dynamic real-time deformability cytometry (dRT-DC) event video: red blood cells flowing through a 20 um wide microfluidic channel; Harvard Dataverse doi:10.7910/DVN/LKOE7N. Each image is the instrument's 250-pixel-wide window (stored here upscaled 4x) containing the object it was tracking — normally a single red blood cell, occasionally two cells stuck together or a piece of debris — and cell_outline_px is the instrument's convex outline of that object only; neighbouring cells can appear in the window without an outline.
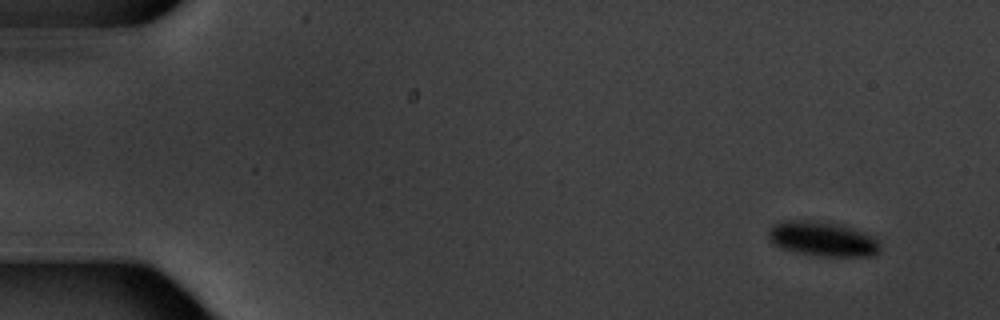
{"species": "common noctule bat (a hibernating species)", "species_latin": "Nyctalus noctula", "temperature_condition": "warm", "stored_images_in_passage": 5, "camera_frame_rate_fps": 3000, "um_per_image_px": 0.085, "animal": {"sex": "male", "body_mass_g": 20.1, "forearm_length_mm": 53.5}, "frame": {"image": 1, "passage_image": 1, "time_ms": 0.0, "image_size_px": [1000, 320], "cell_outline_px": [[880, 252], [876, 256], [816, 256], [796, 252], [780, 248], [772, 244], [768, 240], [768, 228], [772, 224], [780, 220], [808, 220], [840, 224], [876, 236], [880, 240]], "centroid_in_image_um": [69.91, 20.31], "position_along_channel_um": 15.1, "area_um2": 23.24}}
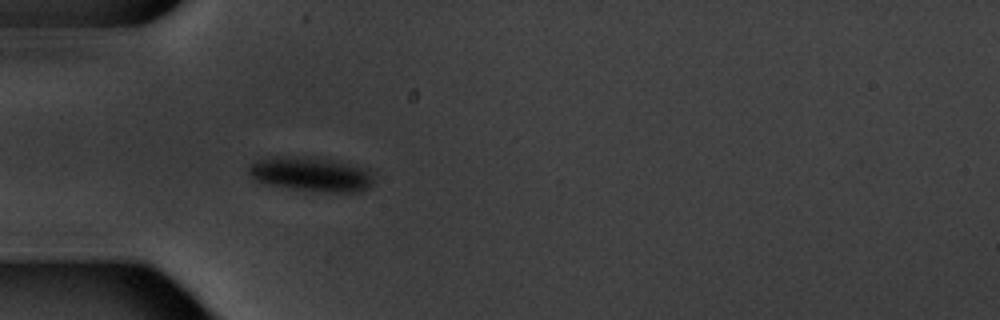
{"frame": {"image": 2, "passage_image": 5, "time_ms": 4.667, "image_size_px": [1000, 320], "cell_outline_px": [[372, 184], [368, 188], [360, 192], [328, 192], [292, 188], [268, 184], [252, 180], [248, 172], [248, 168], [256, 160], [276, 156], [312, 156], [332, 160], [368, 168], [372, 176]], "centroid_in_image_um": [26.43, 14.79], "position_along_channel_um": 58.6, "area_um2": 25.2}}